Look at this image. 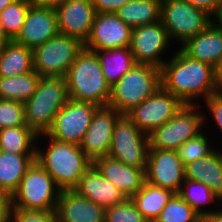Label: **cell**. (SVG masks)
I'll return each instance as SVG.
<instances>
[{
    "instance_id": "obj_43",
    "label": "cell",
    "mask_w": 222,
    "mask_h": 222,
    "mask_svg": "<svg viewBox=\"0 0 222 222\" xmlns=\"http://www.w3.org/2000/svg\"><path fill=\"white\" fill-rule=\"evenodd\" d=\"M68 0H36L34 3L40 6L56 8Z\"/></svg>"
},
{
    "instance_id": "obj_34",
    "label": "cell",
    "mask_w": 222,
    "mask_h": 222,
    "mask_svg": "<svg viewBox=\"0 0 222 222\" xmlns=\"http://www.w3.org/2000/svg\"><path fill=\"white\" fill-rule=\"evenodd\" d=\"M205 131L207 130L204 129L196 137L189 139L177 149L178 156L184 165L205 158L217 149L215 145L212 147V142H210L212 138L206 137L209 135H206Z\"/></svg>"
},
{
    "instance_id": "obj_27",
    "label": "cell",
    "mask_w": 222,
    "mask_h": 222,
    "mask_svg": "<svg viewBox=\"0 0 222 222\" xmlns=\"http://www.w3.org/2000/svg\"><path fill=\"white\" fill-rule=\"evenodd\" d=\"M95 53L100 60L103 76L110 87L137 64L129 47L96 50Z\"/></svg>"
},
{
    "instance_id": "obj_31",
    "label": "cell",
    "mask_w": 222,
    "mask_h": 222,
    "mask_svg": "<svg viewBox=\"0 0 222 222\" xmlns=\"http://www.w3.org/2000/svg\"><path fill=\"white\" fill-rule=\"evenodd\" d=\"M177 194L187 202L201 218L215 211L210 209L209 205L213 206L214 203L217 204L215 201L218 203L221 202L207 185L187 178L184 179ZM206 205H208L209 209H207Z\"/></svg>"
},
{
    "instance_id": "obj_28",
    "label": "cell",
    "mask_w": 222,
    "mask_h": 222,
    "mask_svg": "<svg viewBox=\"0 0 222 222\" xmlns=\"http://www.w3.org/2000/svg\"><path fill=\"white\" fill-rule=\"evenodd\" d=\"M161 2L158 0H130L115 14L131 28L160 21Z\"/></svg>"
},
{
    "instance_id": "obj_3",
    "label": "cell",
    "mask_w": 222,
    "mask_h": 222,
    "mask_svg": "<svg viewBox=\"0 0 222 222\" xmlns=\"http://www.w3.org/2000/svg\"><path fill=\"white\" fill-rule=\"evenodd\" d=\"M69 99L107 106L111 87L106 82L100 60L95 52L85 48L76 56L67 74Z\"/></svg>"
},
{
    "instance_id": "obj_39",
    "label": "cell",
    "mask_w": 222,
    "mask_h": 222,
    "mask_svg": "<svg viewBox=\"0 0 222 222\" xmlns=\"http://www.w3.org/2000/svg\"><path fill=\"white\" fill-rule=\"evenodd\" d=\"M96 13H115L130 0H91Z\"/></svg>"
},
{
    "instance_id": "obj_30",
    "label": "cell",
    "mask_w": 222,
    "mask_h": 222,
    "mask_svg": "<svg viewBox=\"0 0 222 222\" xmlns=\"http://www.w3.org/2000/svg\"><path fill=\"white\" fill-rule=\"evenodd\" d=\"M38 135L28 126L0 129V151L14 154H36Z\"/></svg>"
},
{
    "instance_id": "obj_12",
    "label": "cell",
    "mask_w": 222,
    "mask_h": 222,
    "mask_svg": "<svg viewBox=\"0 0 222 222\" xmlns=\"http://www.w3.org/2000/svg\"><path fill=\"white\" fill-rule=\"evenodd\" d=\"M98 107L92 103L68 99L56 114L47 135L55 140L80 145Z\"/></svg>"
},
{
    "instance_id": "obj_13",
    "label": "cell",
    "mask_w": 222,
    "mask_h": 222,
    "mask_svg": "<svg viewBox=\"0 0 222 222\" xmlns=\"http://www.w3.org/2000/svg\"><path fill=\"white\" fill-rule=\"evenodd\" d=\"M171 39L161 21L132 28L130 51L136 63L161 68L167 61L162 58L171 48Z\"/></svg>"
},
{
    "instance_id": "obj_36",
    "label": "cell",
    "mask_w": 222,
    "mask_h": 222,
    "mask_svg": "<svg viewBox=\"0 0 222 222\" xmlns=\"http://www.w3.org/2000/svg\"><path fill=\"white\" fill-rule=\"evenodd\" d=\"M27 126L25 124L24 103L0 99V129Z\"/></svg>"
},
{
    "instance_id": "obj_26",
    "label": "cell",
    "mask_w": 222,
    "mask_h": 222,
    "mask_svg": "<svg viewBox=\"0 0 222 222\" xmlns=\"http://www.w3.org/2000/svg\"><path fill=\"white\" fill-rule=\"evenodd\" d=\"M32 71V49L10 40L0 50V77H13Z\"/></svg>"
},
{
    "instance_id": "obj_38",
    "label": "cell",
    "mask_w": 222,
    "mask_h": 222,
    "mask_svg": "<svg viewBox=\"0 0 222 222\" xmlns=\"http://www.w3.org/2000/svg\"><path fill=\"white\" fill-rule=\"evenodd\" d=\"M203 103L204 106L201 107H205V109L209 111L208 115L210 114L211 119L215 123L214 126H217V131L219 133H222V90L211 94L207 99L203 101Z\"/></svg>"
},
{
    "instance_id": "obj_40",
    "label": "cell",
    "mask_w": 222,
    "mask_h": 222,
    "mask_svg": "<svg viewBox=\"0 0 222 222\" xmlns=\"http://www.w3.org/2000/svg\"><path fill=\"white\" fill-rule=\"evenodd\" d=\"M11 208V196L0 191V222H10Z\"/></svg>"
},
{
    "instance_id": "obj_15",
    "label": "cell",
    "mask_w": 222,
    "mask_h": 222,
    "mask_svg": "<svg viewBox=\"0 0 222 222\" xmlns=\"http://www.w3.org/2000/svg\"><path fill=\"white\" fill-rule=\"evenodd\" d=\"M132 28L115 13H96L89 38L84 43L86 50H109L129 47Z\"/></svg>"
},
{
    "instance_id": "obj_20",
    "label": "cell",
    "mask_w": 222,
    "mask_h": 222,
    "mask_svg": "<svg viewBox=\"0 0 222 222\" xmlns=\"http://www.w3.org/2000/svg\"><path fill=\"white\" fill-rule=\"evenodd\" d=\"M93 165L100 174L120 189L127 198L136 194L145 182V170L128 166L108 155L96 158Z\"/></svg>"
},
{
    "instance_id": "obj_46",
    "label": "cell",
    "mask_w": 222,
    "mask_h": 222,
    "mask_svg": "<svg viewBox=\"0 0 222 222\" xmlns=\"http://www.w3.org/2000/svg\"><path fill=\"white\" fill-rule=\"evenodd\" d=\"M10 41V39L4 34L2 26L0 25V50Z\"/></svg>"
},
{
    "instance_id": "obj_9",
    "label": "cell",
    "mask_w": 222,
    "mask_h": 222,
    "mask_svg": "<svg viewBox=\"0 0 222 222\" xmlns=\"http://www.w3.org/2000/svg\"><path fill=\"white\" fill-rule=\"evenodd\" d=\"M84 43L71 36L58 34L32 50L33 68L41 77H66Z\"/></svg>"
},
{
    "instance_id": "obj_25",
    "label": "cell",
    "mask_w": 222,
    "mask_h": 222,
    "mask_svg": "<svg viewBox=\"0 0 222 222\" xmlns=\"http://www.w3.org/2000/svg\"><path fill=\"white\" fill-rule=\"evenodd\" d=\"M174 194L170 189L157 187L145 181L142 188L130 199L148 222H154Z\"/></svg>"
},
{
    "instance_id": "obj_8",
    "label": "cell",
    "mask_w": 222,
    "mask_h": 222,
    "mask_svg": "<svg viewBox=\"0 0 222 222\" xmlns=\"http://www.w3.org/2000/svg\"><path fill=\"white\" fill-rule=\"evenodd\" d=\"M211 15L184 0L161 2L160 21L172 42L180 46L211 24ZM175 39V40H174Z\"/></svg>"
},
{
    "instance_id": "obj_48",
    "label": "cell",
    "mask_w": 222,
    "mask_h": 222,
    "mask_svg": "<svg viewBox=\"0 0 222 222\" xmlns=\"http://www.w3.org/2000/svg\"><path fill=\"white\" fill-rule=\"evenodd\" d=\"M27 1L34 3L36 0H27Z\"/></svg>"
},
{
    "instance_id": "obj_2",
    "label": "cell",
    "mask_w": 222,
    "mask_h": 222,
    "mask_svg": "<svg viewBox=\"0 0 222 222\" xmlns=\"http://www.w3.org/2000/svg\"><path fill=\"white\" fill-rule=\"evenodd\" d=\"M38 138H46L48 144H45L46 149L40 148L39 144L43 142L37 140L35 161L51 175L61 190H73L93 161L80 145L55 140L47 134H41Z\"/></svg>"
},
{
    "instance_id": "obj_45",
    "label": "cell",
    "mask_w": 222,
    "mask_h": 222,
    "mask_svg": "<svg viewBox=\"0 0 222 222\" xmlns=\"http://www.w3.org/2000/svg\"><path fill=\"white\" fill-rule=\"evenodd\" d=\"M215 78L219 89L222 90V58L218 66L215 68Z\"/></svg>"
},
{
    "instance_id": "obj_32",
    "label": "cell",
    "mask_w": 222,
    "mask_h": 222,
    "mask_svg": "<svg viewBox=\"0 0 222 222\" xmlns=\"http://www.w3.org/2000/svg\"><path fill=\"white\" fill-rule=\"evenodd\" d=\"M31 4L27 0H15L0 12V25L10 40L20 33Z\"/></svg>"
},
{
    "instance_id": "obj_22",
    "label": "cell",
    "mask_w": 222,
    "mask_h": 222,
    "mask_svg": "<svg viewBox=\"0 0 222 222\" xmlns=\"http://www.w3.org/2000/svg\"><path fill=\"white\" fill-rule=\"evenodd\" d=\"M189 57L216 68L222 58V29L212 22L179 47Z\"/></svg>"
},
{
    "instance_id": "obj_11",
    "label": "cell",
    "mask_w": 222,
    "mask_h": 222,
    "mask_svg": "<svg viewBox=\"0 0 222 222\" xmlns=\"http://www.w3.org/2000/svg\"><path fill=\"white\" fill-rule=\"evenodd\" d=\"M183 105L172 93L160 87L153 95L128 111L125 116L148 135L173 118Z\"/></svg>"
},
{
    "instance_id": "obj_47",
    "label": "cell",
    "mask_w": 222,
    "mask_h": 222,
    "mask_svg": "<svg viewBox=\"0 0 222 222\" xmlns=\"http://www.w3.org/2000/svg\"><path fill=\"white\" fill-rule=\"evenodd\" d=\"M15 0H0V12Z\"/></svg>"
},
{
    "instance_id": "obj_24",
    "label": "cell",
    "mask_w": 222,
    "mask_h": 222,
    "mask_svg": "<svg viewBox=\"0 0 222 222\" xmlns=\"http://www.w3.org/2000/svg\"><path fill=\"white\" fill-rule=\"evenodd\" d=\"M35 158L36 154H14L0 151V191L12 196L25 172L35 162Z\"/></svg>"
},
{
    "instance_id": "obj_35",
    "label": "cell",
    "mask_w": 222,
    "mask_h": 222,
    "mask_svg": "<svg viewBox=\"0 0 222 222\" xmlns=\"http://www.w3.org/2000/svg\"><path fill=\"white\" fill-rule=\"evenodd\" d=\"M105 222H148L130 198L105 209Z\"/></svg>"
},
{
    "instance_id": "obj_6",
    "label": "cell",
    "mask_w": 222,
    "mask_h": 222,
    "mask_svg": "<svg viewBox=\"0 0 222 222\" xmlns=\"http://www.w3.org/2000/svg\"><path fill=\"white\" fill-rule=\"evenodd\" d=\"M201 110L199 104H184L173 118L148 134L149 149L177 151L186 141L196 137L208 122L207 113Z\"/></svg>"
},
{
    "instance_id": "obj_21",
    "label": "cell",
    "mask_w": 222,
    "mask_h": 222,
    "mask_svg": "<svg viewBox=\"0 0 222 222\" xmlns=\"http://www.w3.org/2000/svg\"><path fill=\"white\" fill-rule=\"evenodd\" d=\"M73 190L105 209L127 199L124 193L104 178L94 165L84 173Z\"/></svg>"
},
{
    "instance_id": "obj_18",
    "label": "cell",
    "mask_w": 222,
    "mask_h": 222,
    "mask_svg": "<svg viewBox=\"0 0 222 222\" xmlns=\"http://www.w3.org/2000/svg\"><path fill=\"white\" fill-rule=\"evenodd\" d=\"M59 34L76 37L83 43L89 38L96 11L91 0H68L55 8Z\"/></svg>"
},
{
    "instance_id": "obj_1",
    "label": "cell",
    "mask_w": 222,
    "mask_h": 222,
    "mask_svg": "<svg viewBox=\"0 0 222 222\" xmlns=\"http://www.w3.org/2000/svg\"><path fill=\"white\" fill-rule=\"evenodd\" d=\"M179 49V50H178ZM160 68L161 87L172 93L183 104H201L211 94L220 89L215 78V68L210 64L195 60L179 47Z\"/></svg>"
},
{
    "instance_id": "obj_10",
    "label": "cell",
    "mask_w": 222,
    "mask_h": 222,
    "mask_svg": "<svg viewBox=\"0 0 222 222\" xmlns=\"http://www.w3.org/2000/svg\"><path fill=\"white\" fill-rule=\"evenodd\" d=\"M148 151V135L122 115L114 126L108 156L128 166L146 169Z\"/></svg>"
},
{
    "instance_id": "obj_29",
    "label": "cell",
    "mask_w": 222,
    "mask_h": 222,
    "mask_svg": "<svg viewBox=\"0 0 222 222\" xmlns=\"http://www.w3.org/2000/svg\"><path fill=\"white\" fill-rule=\"evenodd\" d=\"M40 75L35 72L0 77V99L25 103L36 91Z\"/></svg>"
},
{
    "instance_id": "obj_16",
    "label": "cell",
    "mask_w": 222,
    "mask_h": 222,
    "mask_svg": "<svg viewBox=\"0 0 222 222\" xmlns=\"http://www.w3.org/2000/svg\"><path fill=\"white\" fill-rule=\"evenodd\" d=\"M122 114L109 106L98 107L85 133L80 148L94 161L108 155L113 129Z\"/></svg>"
},
{
    "instance_id": "obj_19",
    "label": "cell",
    "mask_w": 222,
    "mask_h": 222,
    "mask_svg": "<svg viewBox=\"0 0 222 222\" xmlns=\"http://www.w3.org/2000/svg\"><path fill=\"white\" fill-rule=\"evenodd\" d=\"M55 211L57 222H105V208L74 190L61 191Z\"/></svg>"
},
{
    "instance_id": "obj_17",
    "label": "cell",
    "mask_w": 222,
    "mask_h": 222,
    "mask_svg": "<svg viewBox=\"0 0 222 222\" xmlns=\"http://www.w3.org/2000/svg\"><path fill=\"white\" fill-rule=\"evenodd\" d=\"M58 34L55 9L32 3L14 41L33 50Z\"/></svg>"
},
{
    "instance_id": "obj_33",
    "label": "cell",
    "mask_w": 222,
    "mask_h": 222,
    "mask_svg": "<svg viewBox=\"0 0 222 222\" xmlns=\"http://www.w3.org/2000/svg\"><path fill=\"white\" fill-rule=\"evenodd\" d=\"M154 222H202V218L175 193Z\"/></svg>"
},
{
    "instance_id": "obj_7",
    "label": "cell",
    "mask_w": 222,
    "mask_h": 222,
    "mask_svg": "<svg viewBox=\"0 0 222 222\" xmlns=\"http://www.w3.org/2000/svg\"><path fill=\"white\" fill-rule=\"evenodd\" d=\"M61 191L51 175L35 161L12 194L11 207L35 211L56 210Z\"/></svg>"
},
{
    "instance_id": "obj_5",
    "label": "cell",
    "mask_w": 222,
    "mask_h": 222,
    "mask_svg": "<svg viewBox=\"0 0 222 222\" xmlns=\"http://www.w3.org/2000/svg\"><path fill=\"white\" fill-rule=\"evenodd\" d=\"M161 87V69L135 64L112 87L107 106L125 115Z\"/></svg>"
},
{
    "instance_id": "obj_37",
    "label": "cell",
    "mask_w": 222,
    "mask_h": 222,
    "mask_svg": "<svg viewBox=\"0 0 222 222\" xmlns=\"http://www.w3.org/2000/svg\"><path fill=\"white\" fill-rule=\"evenodd\" d=\"M10 222H57L55 210L35 211L11 208Z\"/></svg>"
},
{
    "instance_id": "obj_41",
    "label": "cell",
    "mask_w": 222,
    "mask_h": 222,
    "mask_svg": "<svg viewBox=\"0 0 222 222\" xmlns=\"http://www.w3.org/2000/svg\"><path fill=\"white\" fill-rule=\"evenodd\" d=\"M189 4L205 10L211 16L216 12L222 0H184Z\"/></svg>"
},
{
    "instance_id": "obj_42",
    "label": "cell",
    "mask_w": 222,
    "mask_h": 222,
    "mask_svg": "<svg viewBox=\"0 0 222 222\" xmlns=\"http://www.w3.org/2000/svg\"><path fill=\"white\" fill-rule=\"evenodd\" d=\"M220 204L221 203L217 204V206L215 205V211L203 217L202 222H222V204ZM218 205H220L219 210L217 209Z\"/></svg>"
},
{
    "instance_id": "obj_4",
    "label": "cell",
    "mask_w": 222,
    "mask_h": 222,
    "mask_svg": "<svg viewBox=\"0 0 222 222\" xmlns=\"http://www.w3.org/2000/svg\"><path fill=\"white\" fill-rule=\"evenodd\" d=\"M68 99L64 77H40L36 91L24 103L25 124L38 136L47 134Z\"/></svg>"
},
{
    "instance_id": "obj_23",
    "label": "cell",
    "mask_w": 222,
    "mask_h": 222,
    "mask_svg": "<svg viewBox=\"0 0 222 222\" xmlns=\"http://www.w3.org/2000/svg\"><path fill=\"white\" fill-rule=\"evenodd\" d=\"M185 178L207 185L222 203V150L186 164Z\"/></svg>"
},
{
    "instance_id": "obj_44",
    "label": "cell",
    "mask_w": 222,
    "mask_h": 222,
    "mask_svg": "<svg viewBox=\"0 0 222 222\" xmlns=\"http://www.w3.org/2000/svg\"><path fill=\"white\" fill-rule=\"evenodd\" d=\"M212 23L217 27L222 29V1L217 8L216 12L211 16Z\"/></svg>"
},
{
    "instance_id": "obj_14",
    "label": "cell",
    "mask_w": 222,
    "mask_h": 222,
    "mask_svg": "<svg viewBox=\"0 0 222 222\" xmlns=\"http://www.w3.org/2000/svg\"><path fill=\"white\" fill-rule=\"evenodd\" d=\"M185 179V165L177 151L149 149L145 181L178 193Z\"/></svg>"
}]
</instances>
